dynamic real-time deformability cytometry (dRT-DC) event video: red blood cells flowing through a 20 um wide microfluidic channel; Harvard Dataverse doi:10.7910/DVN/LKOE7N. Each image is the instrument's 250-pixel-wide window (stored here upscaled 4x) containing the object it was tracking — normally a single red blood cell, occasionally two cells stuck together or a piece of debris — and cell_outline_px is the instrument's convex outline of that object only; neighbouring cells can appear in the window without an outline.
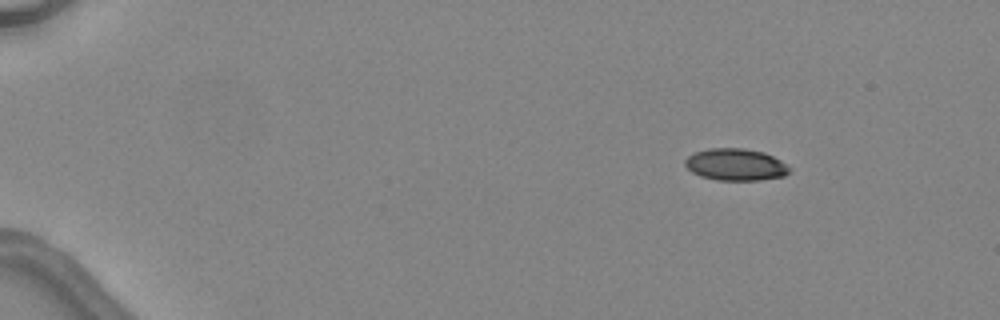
{"species": "common noctule bat (a hibernating species)", "species_latin": "Nyctalus noctula", "temperature_condition": "warm", "stored_images_in_passage": 4, "camera_frame_rate_fps": 3000, "um_per_image_px": 0.085, "animal": {"sex": "female", "body_mass_g": 24.6, "forearm_length_mm": 56.2}, "frame": {"image": 1, "passage_image": 1, "time_ms": 0.0, "image_size_px": [1000, 320], "cell_outline_px": [[792, 168], [784, 176], [760, 180], [716, 180], [700, 176], [692, 172], [684, 164], [684, 160], [688, 156], [696, 152], [708, 148], [744, 148], [764, 152], [780, 160]], "centroid_in_image_um": [62.52, 13.99], "position_along_channel_um": 22.5, "area_um2": 19.48}}
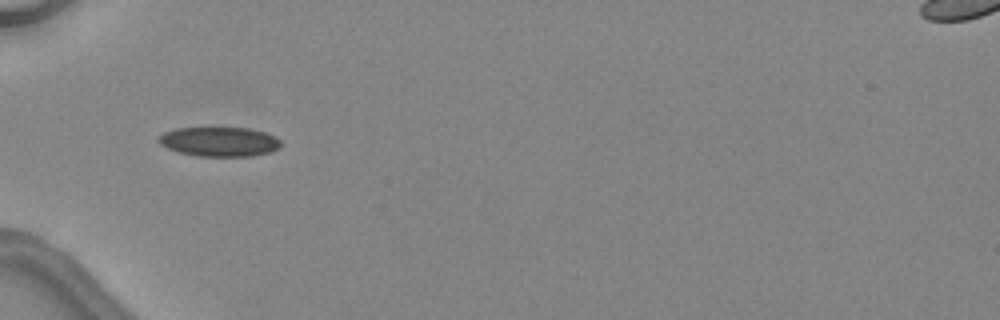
{"frame": {"image": 2, "passage_image": 3, "time_ms": 3.667, "image_size_px": [1000, 320], "cell_outline_px": [[280, 148], [268, 152], [252, 156], [196, 156], [176, 152], [160, 144], [156, 140], [156, 136], [164, 132], [176, 128], [248, 128], [264, 132], [276, 136], [280, 140]], "centroid_in_image_um": [18.6, 12.04], "position_along_channel_um": 66.4, "area_um2": 21.15}}